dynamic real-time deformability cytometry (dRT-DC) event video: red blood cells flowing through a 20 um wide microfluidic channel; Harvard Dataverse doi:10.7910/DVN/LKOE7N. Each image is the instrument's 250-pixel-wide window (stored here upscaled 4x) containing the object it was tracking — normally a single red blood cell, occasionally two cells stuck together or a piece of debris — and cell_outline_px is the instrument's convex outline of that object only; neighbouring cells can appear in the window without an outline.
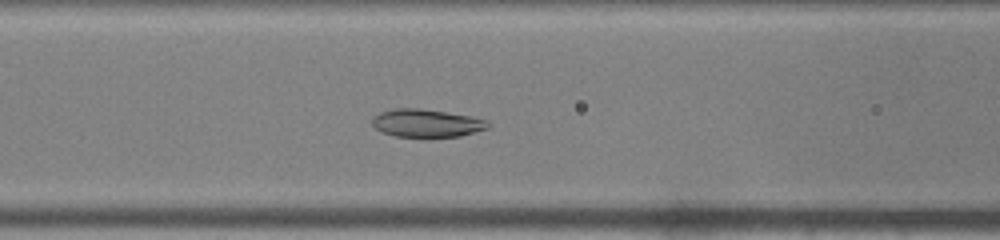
{"species": "common noctule bat (a hibernating species)", "species_latin": "Nyctalus noctula", "temperature_condition": "warm", "stored_images_in_passage": 43, "camera_frame_rate_fps": 3000, "um_per_image_px": 0.085, "animal": {"sex": "male", "body_mass_g": 19.0, "forearm_length_mm": 50.8}, "frame": {"image": 1, "passage_image": 15, "time_ms": 4.667, "image_size_px": [1000, 240], "cell_outline_px": [[488, 128], [460, 136], [396, 136], [380, 132], [372, 124], [372, 116], [380, 112], [396, 108], [420, 108], [472, 116], [488, 120]], "centroid_in_image_um": [36.23, 10.45], "position_along_channel_um": 130.4, "area_um2": 18.73}}
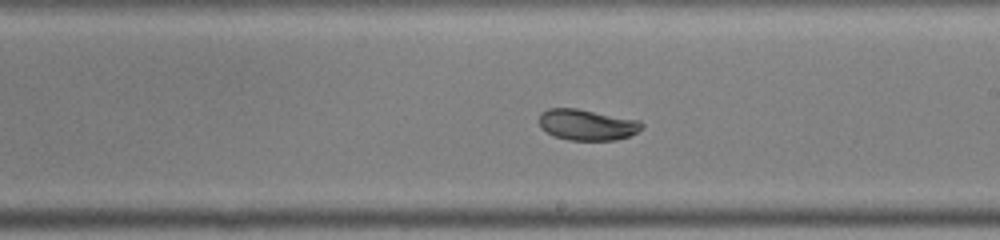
{"frame": {"image": 2, "passage_image": 23, "time_ms": 7.333, "image_size_px": [1000, 240], "cell_outline_px": [[644, 128], [628, 136], [616, 140], [568, 140], [556, 136], [540, 128], [540, 112], [548, 108], [576, 108], [640, 120], [644, 124]], "centroid_in_image_um": [49.91, 10.59], "position_along_channel_um": 239.1, "area_um2": 18.55}}
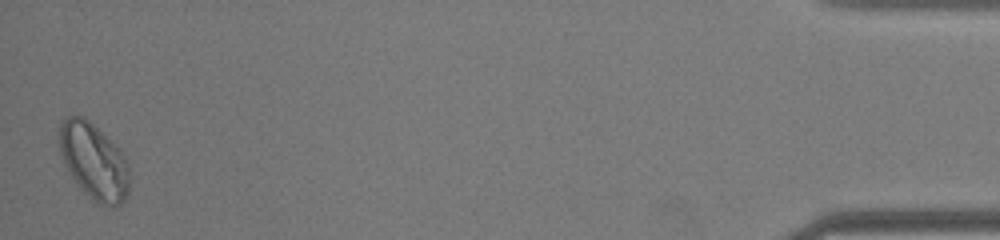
{"frame": {"image": 3, "passage_image": 43, "time_ms": 14.0, "image_size_px": [1000, 240], "cell_outline_px": [[128, 192], [124, 200], [120, 204], [100, 204], [88, 196], [80, 188], [64, 164], [56, 140], [60, 120], [68, 116], [84, 116], [124, 156], [128, 164]], "centroid_in_image_um": [7.9, 13.67], "position_along_channel_um": 427.3, "area_um2": 30.63}, "authors_computed_cell_mechanics": {"area_um2": 21.3282, "velocity_mm_per_s": 4.0964, "shape_relaxation_time_tau1_ms": 3.0908, "shape_relaxation_time_tau2_ms": null, "deformation_change_tau1": 0.0914, "deformation_change_tau2": null}}